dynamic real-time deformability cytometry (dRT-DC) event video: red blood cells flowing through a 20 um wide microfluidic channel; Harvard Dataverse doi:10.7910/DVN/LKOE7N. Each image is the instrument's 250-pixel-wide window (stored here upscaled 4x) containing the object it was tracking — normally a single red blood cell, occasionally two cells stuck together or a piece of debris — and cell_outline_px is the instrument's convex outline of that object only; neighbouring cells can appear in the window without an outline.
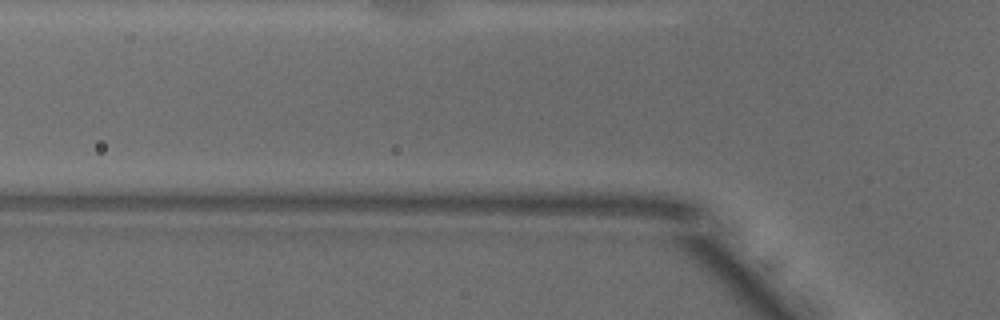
{"species": "common noctule bat (a hibernating species)", "species_latin": "Nyctalus noctula", "temperature_condition": "warm", "stored_images_in_passage": 2, "camera_frame_rate_fps": 3000, "um_per_image_px": 0.085, "animal": {"sex": "male", "body_mass_g": 18.8}, "frame": {"image": 1, "passage_image": 2, "time_ms": 0.333, "image_size_px": [1000, 320], "cell_outline_px": [[764, 292], [756, 288], [672, 236], [676, 232], [704, 232], [724, 248], [748, 268], [764, 288]], "centroid_in_image_um": [61.02, 21.71], "position_along_channel_um": 64.8, "area_um2": 10.52}}